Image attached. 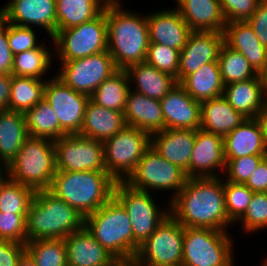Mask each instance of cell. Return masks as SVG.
<instances>
[{
    "instance_id": "obj_10",
    "label": "cell",
    "mask_w": 267,
    "mask_h": 266,
    "mask_svg": "<svg viewBox=\"0 0 267 266\" xmlns=\"http://www.w3.org/2000/svg\"><path fill=\"white\" fill-rule=\"evenodd\" d=\"M57 61L84 58L108 50L107 21L104 10L94 19L81 25L56 31L51 38ZM59 59V60H58Z\"/></svg>"
},
{
    "instance_id": "obj_17",
    "label": "cell",
    "mask_w": 267,
    "mask_h": 266,
    "mask_svg": "<svg viewBox=\"0 0 267 266\" xmlns=\"http://www.w3.org/2000/svg\"><path fill=\"white\" fill-rule=\"evenodd\" d=\"M224 34L217 31H192L180 51L178 83L204 64L218 61Z\"/></svg>"
},
{
    "instance_id": "obj_35",
    "label": "cell",
    "mask_w": 267,
    "mask_h": 266,
    "mask_svg": "<svg viewBox=\"0 0 267 266\" xmlns=\"http://www.w3.org/2000/svg\"><path fill=\"white\" fill-rule=\"evenodd\" d=\"M129 90L127 72L118 69L98 86L90 99L107 109L124 112Z\"/></svg>"
},
{
    "instance_id": "obj_24",
    "label": "cell",
    "mask_w": 267,
    "mask_h": 266,
    "mask_svg": "<svg viewBox=\"0 0 267 266\" xmlns=\"http://www.w3.org/2000/svg\"><path fill=\"white\" fill-rule=\"evenodd\" d=\"M130 88L124 110L126 125L153 135L164 130L160 100L137 93Z\"/></svg>"
},
{
    "instance_id": "obj_9",
    "label": "cell",
    "mask_w": 267,
    "mask_h": 266,
    "mask_svg": "<svg viewBox=\"0 0 267 266\" xmlns=\"http://www.w3.org/2000/svg\"><path fill=\"white\" fill-rule=\"evenodd\" d=\"M102 143L106 172L116 182H124L151 147V135L126 125Z\"/></svg>"
},
{
    "instance_id": "obj_39",
    "label": "cell",
    "mask_w": 267,
    "mask_h": 266,
    "mask_svg": "<svg viewBox=\"0 0 267 266\" xmlns=\"http://www.w3.org/2000/svg\"><path fill=\"white\" fill-rule=\"evenodd\" d=\"M23 248L31 255L36 266H67V251L63 239L27 241Z\"/></svg>"
},
{
    "instance_id": "obj_28",
    "label": "cell",
    "mask_w": 267,
    "mask_h": 266,
    "mask_svg": "<svg viewBox=\"0 0 267 266\" xmlns=\"http://www.w3.org/2000/svg\"><path fill=\"white\" fill-rule=\"evenodd\" d=\"M223 96L246 118H256L265 101L262 75L225 85Z\"/></svg>"
},
{
    "instance_id": "obj_30",
    "label": "cell",
    "mask_w": 267,
    "mask_h": 266,
    "mask_svg": "<svg viewBox=\"0 0 267 266\" xmlns=\"http://www.w3.org/2000/svg\"><path fill=\"white\" fill-rule=\"evenodd\" d=\"M125 71L129 78L130 88L135 86L133 91L157 100H162L177 84L174 77L146 62L134 64Z\"/></svg>"
},
{
    "instance_id": "obj_41",
    "label": "cell",
    "mask_w": 267,
    "mask_h": 266,
    "mask_svg": "<svg viewBox=\"0 0 267 266\" xmlns=\"http://www.w3.org/2000/svg\"><path fill=\"white\" fill-rule=\"evenodd\" d=\"M26 216L27 214L0 211V252L23 247L27 243Z\"/></svg>"
},
{
    "instance_id": "obj_58",
    "label": "cell",
    "mask_w": 267,
    "mask_h": 266,
    "mask_svg": "<svg viewBox=\"0 0 267 266\" xmlns=\"http://www.w3.org/2000/svg\"><path fill=\"white\" fill-rule=\"evenodd\" d=\"M260 266H267V259L266 258L263 260V263L260 264Z\"/></svg>"
},
{
    "instance_id": "obj_38",
    "label": "cell",
    "mask_w": 267,
    "mask_h": 266,
    "mask_svg": "<svg viewBox=\"0 0 267 266\" xmlns=\"http://www.w3.org/2000/svg\"><path fill=\"white\" fill-rule=\"evenodd\" d=\"M218 64L224 85L247 81L258 75L240 52L231 49L225 43L220 48Z\"/></svg>"
},
{
    "instance_id": "obj_21",
    "label": "cell",
    "mask_w": 267,
    "mask_h": 266,
    "mask_svg": "<svg viewBox=\"0 0 267 266\" xmlns=\"http://www.w3.org/2000/svg\"><path fill=\"white\" fill-rule=\"evenodd\" d=\"M224 43L240 52L259 75L267 70V48L258 40L247 21H232L225 25Z\"/></svg>"
},
{
    "instance_id": "obj_15",
    "label": "cell",
    "mask_w": 267,
    "mask_h": 266,
    "mask_svg": "<svg viewBox=\"0 0 267 266\" xmlns=\"http://www.w3.org/2000/svg\"><path fill=\"white\" fill-rule=\"evenodd\" d=\"M48 79L44 87V99L55 111L61 130L66 135L79 134L90 97L73 90L56 76Z\"/></svg>"
},
{
    "instance_id": "obj_48",
    "label": "cell",
    "mask_w": 267,
    "mask_h": 266,
    "mask_svg": "<svg viewBox=\"0 0 267 266\" xmlns=\"http://www.w3.org/2000/svg\"><path fill=\"white\" fill-rule=\"evenodd\" d=\"M260 43L267 48V0H261L252 16L246 20Z\"/></svg>"
},
{
    "instance_id": "obj_19",
    "label": "cell",
    "mask_w": 267,
    "mask_h": 266,
    "mask_svg": "<svg viewBox=\"0 0 267 266\" xmlns=\"http://www.w3.org/2000/svg\"><path fill=\"white\" fill-rule=\"evenodd\" d=\"M164 129L197 130L201 128V102L194 100L177 83L160 100Z\"/></svg>"
},
{
    "instance_id": "obj_32",
    "label": "cell",
    "mask_w": 267,
    "mask_h": 266,
    "mask_svg": "<svg viewBox=\"0 0 267 266\" xmlns=\"http://www.w3.org/2000/svg\"><path fill=\"white\" fill-rule=\"evenodd\" d=\"M28 132L21 112L4 110L0 112V162L6 166L21 149Z\"/></svg>"
},
{
    "instance_id": "obj_8",
    "label": "cell",
    "mask_w": 267,
    "mask_h": 266,
    "mask_svg": "<svg viewBox=\"0 0 267 266\" xmlns=\"http://www.w3.org/2000/svg\"><path fill=\"white\" fill-rule=\"evenodd\" d=\"M151 195L150 192L132 189L124 182H116L114 186V197L127 210L130 218L134 235V258L140 245L170 215V202L167 201L168 208H160Z\"/></svg>"
},
{
    "instance_id": "obj_54",
    "label": "cell",
    "mask_w": 267,
    "mask_h": 266,
    "mask_svg": "<svg viewBox=\"0 0 267 266\" xmlns=\"http://www.w3.org/2000/svg\"><path fill=\"white\" fill-rule=\"evenodd\" d=\"M133 258H116L107 266H132Z\"/></svg>"
},
{
    "instance_id": "obj_37",
    "label": "cell",
    "mask_w": 267,
    "mask_h": 266,
    "mask_svg": "<svg viewBox=\"0 0 267 266\" xmlns=\"http://www.w3.org/2000/svg\"><path fill=\"white\" fill-rule=\"evenodd\" d=\"M48 47H45L43 43L37 48L27 50L13 57L12 75L21 77H31L43 79L48 70H51V63L53 62L54 52Z\"/></svg>"
},
{
    "instance_id": "obj_52",
    "label": "cell",
    "mask_w": 267,
    "mask_h": 266,
    "mask_svg": "<svg viewBox=\"0 0 267 266\" xmlns=\"http://www.w3.org/2000/svg\"><path fill=\"white\" fill-rule=\"evenodd\" d=\"M12 74L0 75V112L8 109Z\"/></svg>"
},
{
    "instance_id": "obj_22",
    "label": "cell",
    "mask_w": 267,
    "mask_h": 266,
    "mask_svg": "<svg viewBox=\"0 0 267 266\" xmlns=\"http://www.w3.org/2000/svg\"><path fill=\"white\" fill-rule=\"evenodd\" d=\"M197 130L164 129L151 135V146L189 178V162Z\"/></svg>"
},
{
    "instance_id": "obj_25",
    "label": "cell",
    "mask_w": 267,
    "mask_h": 266,
    "mask_svg": "<svg viewBox=\"0 0 267 266\" xmlns=\"http://www.w3.org/2000/svg\"><path fill=\"white\" fill-rule=\"evenodd\" d=\"M223 145L225 159H235L247 155H267V145L255 118H247L225 135Z\"/></svg>"
},
{
    "instance_id": "obj_40",
    "label": "cell",
    "mask_w": 267,
    "mask_h": 266,
    "mask_svg": "<svg viewBox=\"0 0 267 266\" xmlns=\"http://www.w3.org/2000/svg\"><path fill=\"white\" fill-rule=\"evenodd\" d=\"M35 190L6 177L0 184V211L27 214Z\"/></svg>"
},
{
    "instance_id": "obj_7",
    "label": "cell",
    "mask_w": 267,
    "mask_h": 266,
    "mask_svg": "<svg viewBox=\"0 0 267 266\" xmlns=\"http://www.w3.org/2000/svg\"><path fill=\"white\" fill-rule=\"evenodd\" d=\"M229 232L184 227L182 266H234Z\"/></svg>"
},
{
    "instance_id": "obj_2",
    "label": "cell",
    "mask_w": 267,
    "mask_h": 266,
    "mask_svg": "<svg viewBox=\"0 0 267 266\" xmlns=\"http://www.w3.org/2000/svg\"><path fill=\"white\" fill-rule=\"evenodd\" d=\"M121 1L105 5L108 52L117 69L145 62L149 46V27L146 15L129 12Z\"/></svg>"
},
{
    "instance_id": "obj_56",
    "label": "cell",
    "mask_w": 267,
    "mask_h": 266,
    "mask_svg": "<svg viewBox=\"0 0 267 266\" xmlns=\"http://www.w3.org/2000/svg\"><path fill=\"white\" fill-rule=\"evenodd\" d=\"M262 78H263V81H264V96H265V101H267V70L262 75Z\"/></svg>"
},
{
    "instance_id": "obj_18",
    "label": "cell",
    "mask_w": 267,
    "mask_h": 266,
    "mask_svg": "<svg viewBox=\"0 0 267 266\" xmlns=\"http://www.w3.org/2000/svg\"><path fill=\"white\" fill-rule=\"evenodd\" d=\"M223 137L200 129L196 131L195 144L189 162V178L219 177L217 171L224 174ZM217 170V171H216Z\"/></svg>"
},
{
    "instance_id": "obj_29",
    "label": "cell",
    "mask_w": 267,
    "mask_h": 266,
    "mask_svg": "<svg viewBox=\"0 0 267 266\" xmlns=\"http://www.w3.org/2000/svg\"><path fill=\"white\" fill-rule=\"evenodd\" d=\"M247 118L222 95L201 102V129L224 137Z\"/></svg>"
},
{
    "instance_id": "obj_26",
    "label": "cell",
    "mask_w": 267,
    "mask_h": 266,
    "mask_svg": "<svg viewBox=\"0 0 267 266\" xmlns=\"http://www.w3.org/2000/svg\"><path fill=\"white\" fill-rule=\"evenodd\" d=\"M176 9L192 31L223 33L226 19L219 0H176Z\"/></svg>"
},
{
    "instance_id": "obj_53",
    "label": "cell",
    "mask_w": 267,
    "mask_h": 266,
    "mask_svg": "<svg viewBox=\"0 0 267 266\" xmlns=\"http://www.w3.org/2000/svg\"><path fill=\"white\" fill-rule=\"evenodd\" d=\"M255 119L260 125L264 141L267 145V101L264 103L263 107L260 109Z\"/></svg>"
},
{
    "instance_id": "obj_14",
    "label": "cell",
    "mask_w": 267,
    "mask_h": 266,
    "mask_svg": "<svg viewBox=\"0 0 267 266\" xmlns=\"http://www.w3.org/2000/svg\"><path fill=\"white\" fill-rule=\"evenodd\" d=\"M57 171L106 172L103 143L79 134H67L54 141Z\"/></svg>"
},
{
    "instance_id": "obj_46",
    "label": "cell",
    "mask_w": 267,
    "mask_h": 266,
    "mask_svg": "<svg viewBox=\"0 0 267 266\" xmlns=\"http://www.w3.org/2000/svg\"><path fill=\"white\" fill-rule=\"evenodd\" d=\"M7 39L13 55L41 45L32 27L18 26L9 22H7Z\"/></svg>"
},
{
    "instance_id": "obj_42",
    "label": "cell",
    "mask_w": 267,
    "mask_h": 266,
    "mask_svg": "<svg viewBox=\"0 0 267 266\" xmlns=\"http://www.w3.org/2000/svg\"><path fill=\"white\" fill-rule=\"evenodd\" d=\"M253 193L245 184L224 179L225 207L228 219L233 224H236L246 212Z\"/></svg>"
},
{
    "instance_id": "obj_33",
    "label": "cell",
    "mask_w": 267,
    "mask_h": 266,
    "mask_svg": "<svg viewBox=\"0 0 267 266\" xmlns=\"http://www.w3.org/2000/svg\"><path fill=\"white\" fill-rule=\"evenodd\" d=\"M108 0H56L57 31L81 25L97 17Z\"/></svg>"
},
{
    "instance_id": "obj_1",
    "label": "cell",
    "mask_w": 267,
    "mask_h": 266,
    "mask_svg": "<svg viewBox=\"0 0 267 266\" xmlns=\"http://www.w3.org/2000/svg\"><path fill=\"white\" fill-rule=\"evenodd\" d=\"M170 214L184 227L227 232L224 177H191L170 201ZM228 226V227H227Z\"/></svg>"
},
{
    "instance_id": "obj_5",
    "label": "cell",
    "mask_w": 267,
    "mask_h": 266,
    "mask_svg": "<svg viewBox=\"0 0 267 266\" xmlns=\"http://www.w3.org/2000/svg\"><path fill=\"white\" fill-rule=\"evenodd\" d=\"M54 141L28 136L6 166L7 177L35 191L50 188L56 173Z\"/></svg>"
},
{
    "instance_id": "obj_20",
    "label": "cell",
    "mask_w": 267,
    "mask_h": 266,
    "mask_svg": "<svg viewBox=\"0 0 267 266\" xmlns=\"http://www.w3.org/2000/svg\"><path fill=\"white\" fill-rule=\"evenodd\" d=\"M146 17L149 43L162 44L179 51L183 49L192 30L175 7L147 13Z\"/></svg>"
},
{
    "instance_id": "obj_43",
    "label": "cell",
    "mask_w": 267,
    "mask_h": 266,
    "mask_svg": "<svg viewBox=\"0 0 267 266\" xmlns=\"http://www.w3.org/2000/svg\"><path fill=\"white\" fill-rule=\"evenodd\" d=\"M180 51L162 44L149 43L145 62L161 72L167 73L178 83Z\"/></svg>"
},
{
    "instance_id": "obj_57",
    "label": "cell",
    "mask_w": 267,
    "mask_h": 266,
    "mask_svg": "<svg viewBox=\"0 0 267 266\" xmlns=\"http://www.w3.org/2000/svg\"><path fill=\"white\" fill-rule=\"evenodd\" d=\"M132 266H149V265L143 264V263L137 261L135 258H133Z\"/></svg>"
},
{
    "instance_id": "obj_16",
    "label": "cell",
    "mask_w": 267,
    "mask_h": 266,
    "mask_svg": "<svg viewBox=\"0 0 267 266\" xmlns=\"http://www.w3.org/2000/svg\"><path fill=\"white\" fill-rule=\"evenodd\" d=\"M6 4L0 9L3 20L24 27L41 26L49 38L55 35L56 0H9Z\"/></svg>"
},
{
    "instance_id": "obj_3",
    "label": "cell",
    "mask_w": 267,
    "mask_h": 266,
    "mask_svg": "<svg viewBox=\"0 0 267 266\" xmlns=\"http://www.w3.org/2000/svg\"><path fill=\"white\" fill-rule=\"evenodd\" d=\"M115 183L107 172L56 171L48 190L85 218L114 196Z\"/></svg>"
},
{
    "instance_id": "obj_36",
    "label": "cell",
    "mask_w": 267,
    "mask_h": 266,
    "mask_svg": "<svg viewBox=\"0 0 267 266\" xmlns=\"http://www.w3.org/2000/svg\"><path fill=\"white\" fill-rule=\"evenodd\" d=\"M46 80L12 75L8 110L23 113L44 98Z\"/></svg>"
},
{
    "instance_id": "obj_4",
    "label": "cell",
    "mask_w": 267,
    "mask_h": 266,
    "mask_svg": "<svg viewBox=\"0 0 267 266\" xmlns=\"http://www.w3.org/2000/svg\"><path fill=\"white\" fill-rule=\"evenodd\" d=\"M84 227V217L48 189L35 191L26 216L27 241L64 239Z\"/></svg>"
},
{
    "instance_id": "obj_50",
    "label": "cell",
    "mask_w": 267,
    "mask_h": 266,
    "mask_svg": "<svg viewBox=\"0 0 267 266\" xmlns=\"http://www.w3.org/2000/svg\"><path fill=\"white\" fill-rule=\"evenodd\" d=\"M13 57L7 39V21L0 17V75L12 74Z\"/></svg>"
},
{
    "instance_id": "obj_55",
    "label": "cell",
    "mask_w": 267,
    "mask_h": 266,
    "mask_svg": "<svg viewBox=\"0 0 267 266\" xmlns=\"http://www.w3.org/2000/svg\"><path fill=\"white\" fill-rule=\"evenodd\" d=\"M6 177H7L6 165L0 162V184Z\"/></svg>"
},
{
    "instance_id": "obj_12",
    "label": "cell",
    "mask_w": 267,
    "mask_h": 266,
    "mask_svg": "<svg viewBox=\"0 0 267 266\" xmlns=\"http://www.w3.org/2000/svg\"><path fill=\"white\" fill-rule=\"evenodd\" d=\"M184 226L171 214L139 247L135 259L149 266L182 265Z\"/></svg>"
},
{
    "instance_id": "obj_13",
    "label": "cell",
    "mask_w": 267,
    "mask_h": 266,
    "mask_svg": "<svg viewBox=\"0 0 267 266\" xmlns=\"http://www.w3.org/2000/svg\"><path fill=\"white\" fill-rule=\"evenodd\" d=\"M60 62L61 69L56 77L73 90L89 97L104 80L118 70L108 50Z\"/></svg>"
},
{
    "instance_id": "obj_27",
    "label": "cell",
    "mask_w": 267,
    "mask_h": 266,
    "mask_svg": "<svg viewBox=\"0 0 267 266\" xmlns=\"http://www.w3.org/2000/svg\"><path fill=\"white\" fill-rule=\"evenodd\" d=\"M125 126L124 112L107 109L89 99L79 135L104 142Z\"/></svg>"
},
{
    "instance_id": "obj_45",
    "label": "cell",
    "mask_w": 267,
    "mask_h": 266,
    "mask_svg": "<svg viewBox=\"0 0 267 266\" xmlns=\"http://www.w3.org/2000/svg\"><path fill=\"white\" fill-rule=\"evenodd\" d=\"M266 156L267 155H247L235 159H225L226 168L224 171V179L233 183L245 184L260 161Z\"/></svg>"
},
{
    "instance_id": "obj_51",
    "label": "cell",
    "mask_w": 267,
    "mask_h": 266,
    "mask_svg": "<svg viewBox=\"0 0 267 266\" xmlns=\"http://www.w3.org/2000/svg\"><path fill=\"white\" fill-rule=\"evenodd\" d=\"M245 185L253 192H267V156L260 161Z\"/></svg>"
},
{
    "instance_id": "obj_6",
    "label": "cell",
    "mask_w": 267,
    "mask_h": 266,
    "mask_svg": "<svg viewBox=\"0 0 267 266\" xmlns=\"http://www.w3.org/2000/svg\"><path fill=\"white\" fill-rule=\"evenodd\" d=\"M84 227L115 258H134V235L130 218L114 196L84 218Z\"/></svg>"
},
{
    "instance_id": "obj_44",
    "label": "cell",
    "mask_w": 267,
    "mask_h": 266,
    "mask_svg": "<svg viewBox=\"0 0 267 266\" xmlns=\"http://www.w3.org/2000/svg\"><path fill=\"white\" fill-rule=\"evenodd\" d=\"M246 233L267 228V192H254L244 215L237 221Z\"/></svg>"
},
{
    "instance_id": "obj_34",
    "label": "cell",
    "mask_w": 267,
    "mask_h": 266,
    "mask_svg": "<svg viewBox=\"0 0 267 266\" xmlns=\"http://www.w3.org/2000/svg\"><path fill=\"white\" fill-rule=\"evenodd\" d=\"M22 114L28 136L56 141L66 135L60 128L55 111L44 98Z\"/></svg>"
},
{
    "instance_id": "obj_49",
    "label": "cell",
    "mask_w": 267,
    "mask_h": 266,
    "mask_svg": "<svg viewBox=\"0 0 267 266\" xmlns=\"http://www.w3.org/2000/svg\"><path fill=\"white\" fill-rule=\"evenodd\" d=\"M0 266H36L31 255L23 248H8L0 252Z\"/></svg>"
},
{
    "instance_id": "obj_47",
    "label": "cell",
    "mask_w": 267,
    "mask_h": 266,
    "mask_svg": "<svg viewBox=\"0 0 267 266\" xmlns=\"http://www.w3.org/2000/svg\"><path fill=\"white\" fill-rule=\"evenodd\" d=\"M226 19L232 21H246L255 12L261 0H219Z\"/></svg>"
},
{
    "instance_id": "obj_23",
    "label": "cell",
    "mask_w": 267,
    "mask_h": 266,
    "mask_svg": "<svg viewBox=\"0 0 267 266\" xmlns=\"http://www.w3.org/2000/svg\"><path fill=\"white\" fill-rule=\"evenodd\" d=\"M67 266H107L116 259L83 227L63 239Z\"/></svg>"
},
{
    "instance_id": "obj_31",
    "label": "cell",
    "mask_w": 267,
    "mask_h": 266,
    "mask_svg": "<svg viewBox=\"0 0 267 266\" xmlns=\"http://www.w3.org/2000/svg\"><path fill=\"white\" fill-rule=\"evenodd\" d=\"M179 84L198 102L222 96L225 88L218 61L204 64L196 72L186 76Z\"/></svg>"
},
{
    "instance_id": "obj_11",
    "label": "cell",
    "mask_w": 267,
    "mask_h": 266,
    "mask_svg": "<svg viewBox=\"0 0 267 266\" xmlns=\"http://www.w3.org/2000/svg\"><path fill=\"white\" fill-rule=\"evenodd\" d=\"M187 179L182 169L160 156L151 146L124 183L132 189L144 192L174 191L170 202L183 188Z\"/></svg>"
}]
</instances>
